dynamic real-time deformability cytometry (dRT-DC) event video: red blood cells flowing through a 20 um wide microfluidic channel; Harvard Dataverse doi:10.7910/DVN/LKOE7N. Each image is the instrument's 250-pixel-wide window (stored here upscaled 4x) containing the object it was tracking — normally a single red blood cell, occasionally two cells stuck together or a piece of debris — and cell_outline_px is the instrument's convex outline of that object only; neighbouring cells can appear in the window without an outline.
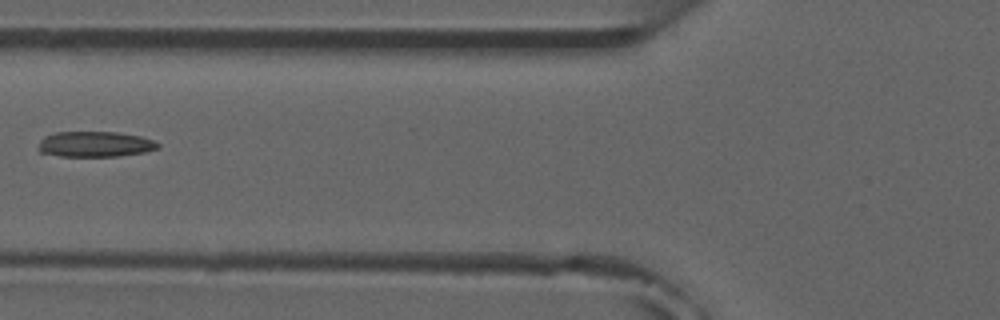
{"species": "common noctule bat (a hibernating species)", "species_latin": "Nyctalus noctula", "temperature_condition": "room temperature", "stored_images_in_passage": 6, "camera_frame_rate_fps": 3000, "um_per_image_px": 0.085, "animal": {"sex": "male", "forearm_length_mm": 52.5}, "frame": {"image": 1, "passage_image": 6, "time_ms": 5.667, "image_size_px": [1000, 320], "cell_outline_px": [[160, 148], [144, 152], [116, 156], [60, 156], [40, 152], [40, 140], [44, 136], [56, 132], [116, 132], [140, 136], [152, 140], [160, 144]], "centroid_in_image_um": [8.09, 12.25], "position_along_channel_um": 117.7, "area_um2": 17.63}}